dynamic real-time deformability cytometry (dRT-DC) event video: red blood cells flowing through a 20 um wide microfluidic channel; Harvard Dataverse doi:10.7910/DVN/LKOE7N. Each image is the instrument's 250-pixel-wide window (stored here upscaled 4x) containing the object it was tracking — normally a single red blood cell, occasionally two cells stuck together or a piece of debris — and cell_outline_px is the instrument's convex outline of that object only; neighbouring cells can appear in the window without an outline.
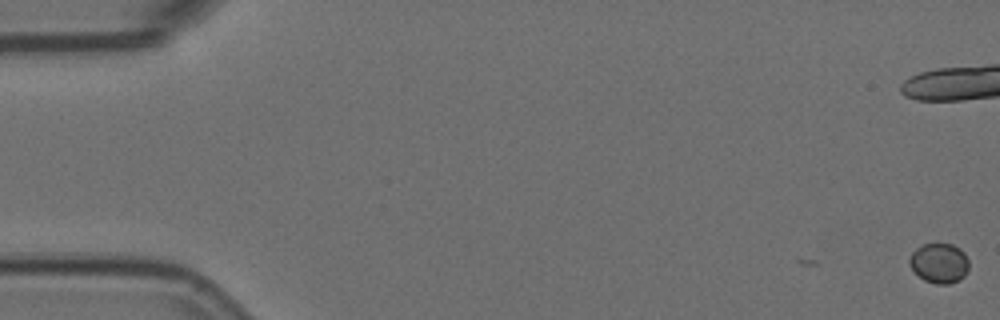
{"species": "Egyptian fruit bat (a non-hibernating species)", "species_latin": "Rousettus aegyptiacus", "temperature_condition": "room temperature", "stored_images_in_passage": 3, "camera_frame_rate_fps": 3000, "um_per_image_px": 0.085, "animal": {"sex": "female"}, "frame": {"image": 1, "passage_image": 1, "time_ms": 0.0, "image_size_px": [1000, 320], "cell_outline_px": [[968, 272], [960, 280], [948, 284], [936, 284], [924, 280], [912, 268], [908, 260], [912, 252], [920, 244], [936, 240], [952, 244], [960, 248], [964, 252], [968, 260]], "centroid_in_image_um": [79.84, 22.3], "position_along_channel_um": 5.2, "area_um2": 14.33}}